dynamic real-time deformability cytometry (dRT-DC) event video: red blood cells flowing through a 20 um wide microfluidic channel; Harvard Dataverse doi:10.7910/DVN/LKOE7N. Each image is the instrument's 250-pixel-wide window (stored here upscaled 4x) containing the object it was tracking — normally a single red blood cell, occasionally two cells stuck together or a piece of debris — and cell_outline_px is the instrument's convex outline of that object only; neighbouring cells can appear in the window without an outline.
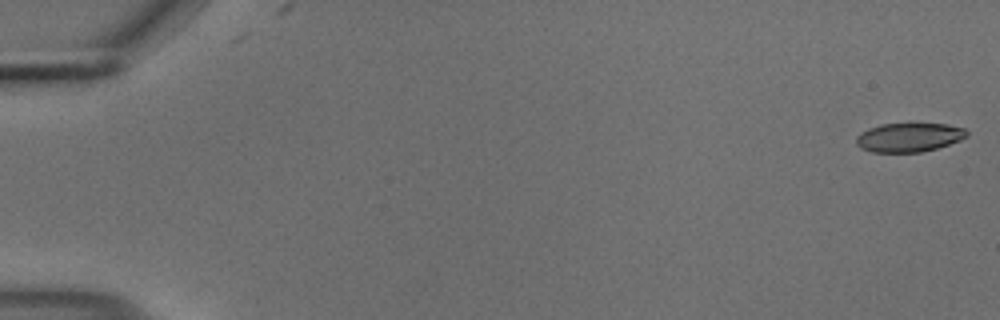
{"species": "common noctule bat (a hibernating species)", "species_latin": "Nyctalus noctula", "temperature_condition": "cold", "stored_images_in_passage": 55, "camera_frame_rate_fps": 3000, "um_per_image_px": 0.085, "animal": {"sex": "male", "body_mass_g": 18.8}, "frame": {"image": 1, "passage_image": 1, "time_ms": 0.0, "image_size_px": [1000, 320], "cell_outline_px": [[968, 136], [960, 140], [936, 148], [920, 152], [872, 152], [860, 148], [856, 144], [856, 136], [860, 132], [868, 128], [880, 124], [948, 124], [964, 128], [968, 132]], "centroid_in_image_um": [77.24, 11.67], "position_along_channel_um": 7.8, "area_um2": 18.67}}
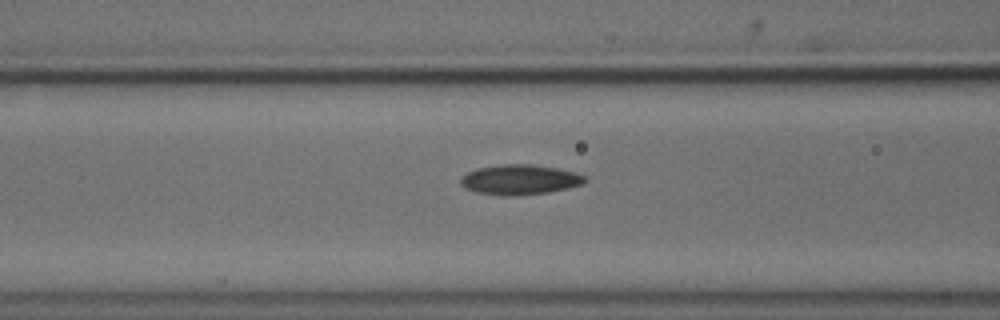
{"frame": {"image": 2, "passage_image": 23, "time_ms": 7.333, "image_size_px": [1000, 320], "cell_outline_px": [[588, 180], [584, 184], [568, 188], [548, 192], [516, 196], [504, 196], [476, 192], [464, 188], [460, 184], [460, 176], [476, 168], [500, 164], [532, 164], [556, 168], [576, 172], [588, 176]], "centroid_in_image_um": [44.19, 15.27], "position_along_channel_um": 122.4, "area_um2": 22.14}}
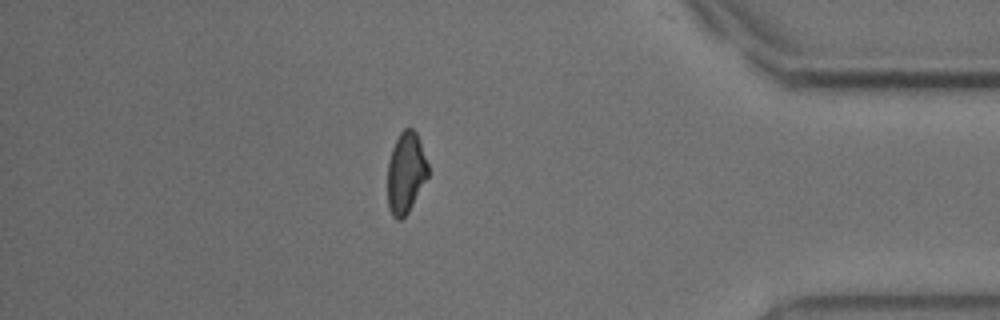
{"frame": {"image": 3, "passage_image": 48, "time_ms": 15.667, "image_size_px": [1000, 320], "cell_outline_px": [[428, 176], [408, 212], [400, 220], [396, 220], [392, 216], [388, 208], [388, 160], [392, 148], [400, 132], [404, 128], [412, 128], [416, 132], [420, 140], [428, 164]], "centroid_in_image_um": [34.49, 14.67], "position_along_channel_um": 400.7, "area_um2": 19.13}, "authors_computed_cell_mechanics": {"area_um2": 20.519, "velocity_mm_per_s": 3.7014, "shape_relaxation_time_tau1_ms": 7.0189, "shape_relaxation_time_tau2_ms": 7.341, "deformation_change_tau1": 0.1536, "deformation_change_tau2": 0.1408}}